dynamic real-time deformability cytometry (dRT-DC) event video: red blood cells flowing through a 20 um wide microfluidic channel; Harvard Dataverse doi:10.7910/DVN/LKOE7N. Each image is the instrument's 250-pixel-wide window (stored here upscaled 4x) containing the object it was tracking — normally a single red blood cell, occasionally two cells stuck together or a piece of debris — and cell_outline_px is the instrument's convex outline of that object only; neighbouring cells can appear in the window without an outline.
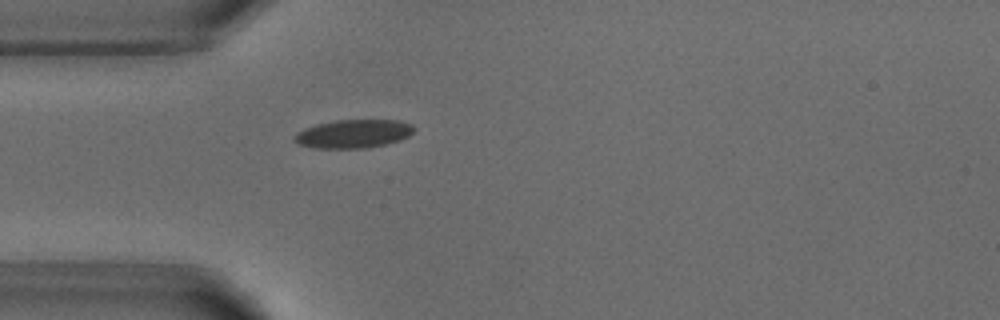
{"species": "common noctule bat (a hibernating species)", "species_latin": "Nyctalus noctula", "temperature_condition": "warm", "stored_images_in_passage": 33, "camera_frame_rate_fps": 3000, "um_per_image_px": 0.085, "animal": {"sex": "male", "body_mass_g": 18.8}, "frame": {"image": 1, "passage_image": 1, "time_ms": 0.0, "image_size_px": [1000, 320], "cell_outline_px": [[416, 128], [408, 136], [400, 140], [368, 148], [316, 148], [300, 144], [292, 140], [292, 136], [296, 132], [304, 128], [316, 124], [336, 120], [400, 120], [412, 124]], "centroid_in_image_um": [30.02, 11.36], "position_along_channel_um": 55.0, "area_um2": 19.94}}
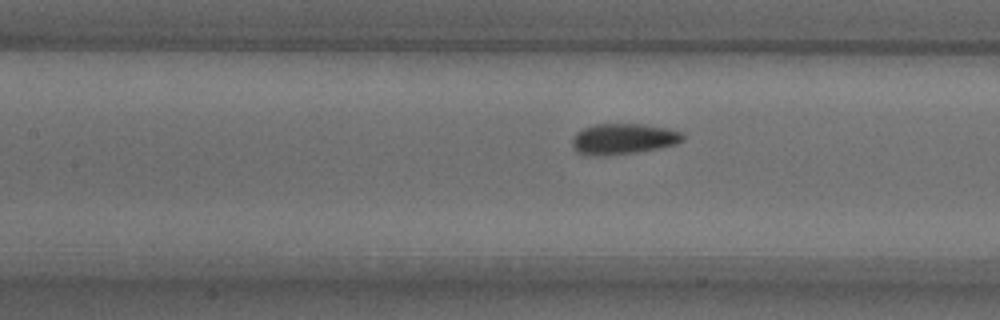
{"frame": {"image": 2, "passage_image": 9, "time_ms": 2.667, "image_size_px": [1000, 320], "cell_outline_px": [[684, 140], [676, 144], [656, 148], [608, 156], [592, 156], [576, 152], [572, 144], [572, 140], [576, 132], [584, 128], [596, 124], [644, 124], [668, 128], [684, 132]], "centroid_in_image_um": [52.98, 11.8], "position_along_channel_um": 154.4, "area_um2": 19.88}}
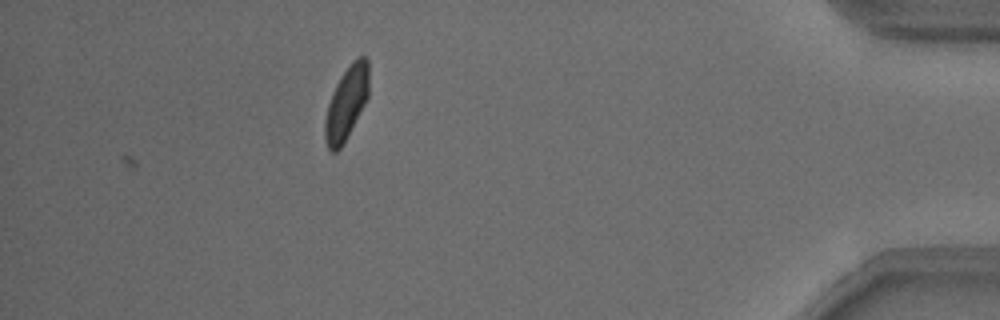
{"frame": {"image": 3, "passage_image": 33, "time_ms": 10.667, "image_size_px": [1000, 320], "cell_outline_px": [[368, 96], [364, 104], [340, 148], [336, 152], [332, 152], [328, 148], [324, 140], [324, 120], [328, 104], [332, 92], [340, 76], [352, 60], [356, 56], [364, 56], [368, 60]], "centroid_in_image_um": [29.42, 8.73], "position_along_channel_um": 405.8, "area_um2": 18.55}, "authors_computed_cell_mechanics": {"area_um2": 19.8254, "velocity_mm_per_s": 3.8181, "shape_relaxation_time_tau1_ms": 3.9618, "shape_relaxation_time_tau2_ms": 1.1197, "deformation_change_tau1": 0.1147, "deformation_change_tau2": 0.0498}}